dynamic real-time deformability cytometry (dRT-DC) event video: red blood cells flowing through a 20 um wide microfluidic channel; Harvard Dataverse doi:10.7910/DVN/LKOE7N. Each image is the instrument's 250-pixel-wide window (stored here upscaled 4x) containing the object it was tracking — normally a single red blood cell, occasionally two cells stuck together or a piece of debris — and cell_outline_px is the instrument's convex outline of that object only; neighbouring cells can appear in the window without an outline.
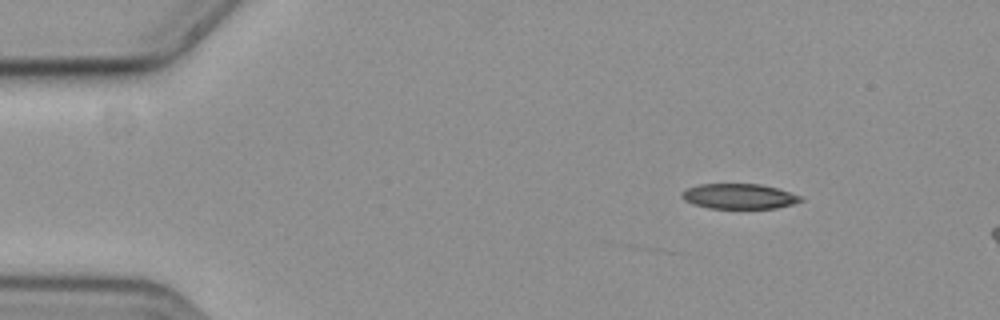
{"species": "common noctule bat (a hibernating species)", "species_latin": "Nyctalus noctula", "temperature_condition": "cold", "stored_images_in_passage": 8, "camera_frame_rate_fps": 3000, "um_per_image_px": 0.085, "animal": {"sex": "female", "body_mass_g": 19.3, "forearm_length_mm": 54.1}, "frame": {"image": 1, "passage_image": 1, "time_ms": 0.0, "image_size_px": [1000, 320], "cell_outline_px": [[804, 200], [792, 204], [776, 208], [708, 208], [692, 204], [684, 200], [680, 196], [688, 188], [700, 184], [760, 184], [776, 188], [800, 196]], "centroid_in_image_um": [62.8, 16.69], "position_along_channel_um": 22.2, "area_um2": 17.22}}